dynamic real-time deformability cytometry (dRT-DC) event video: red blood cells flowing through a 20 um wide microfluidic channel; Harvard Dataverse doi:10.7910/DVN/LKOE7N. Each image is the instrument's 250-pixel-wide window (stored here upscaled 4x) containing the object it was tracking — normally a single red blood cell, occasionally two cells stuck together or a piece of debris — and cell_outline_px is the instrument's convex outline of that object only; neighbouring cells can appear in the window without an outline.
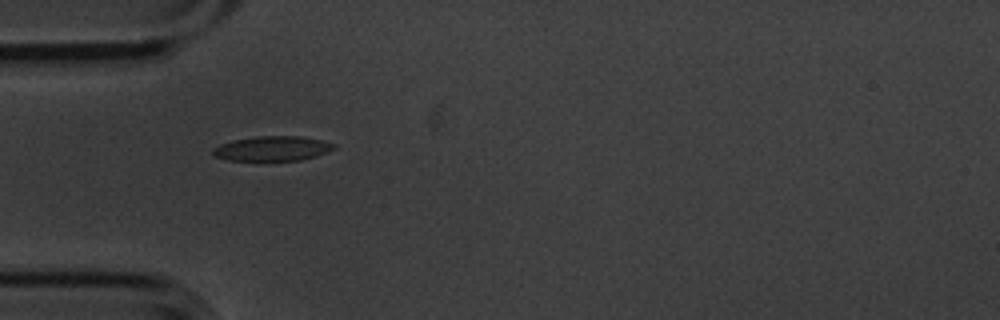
{"species": "common noctule bat (a hibernating species)", "species_latin": "Nyctalus noctula", "temperature_condition": "cold", "stored_images_in_passage": 11, "camera_frame_rate_fps": 3000, "um_per_image_px": 0.085, "animal": {"sex": "male", "body_mass_g": 20.1, "forearm_length_mm": 53.5}, "frame": {"image": 1, "passage_image": 1, "time_ms": 0.0, "image_size_px": [1000, 320], "cell_outline_px": [[336, 148], [316, 156], [300, 160], [228, 160], [216, 156], [212, 152], [212, 148], [220, 144], [236, 140], [256, 136], [300, 136], [320, 140], [336, 144]], "centroid_in_image_um": [23.17, 12.62], "position_along_channel_um": 61.8, "area_um2": 17.22}}
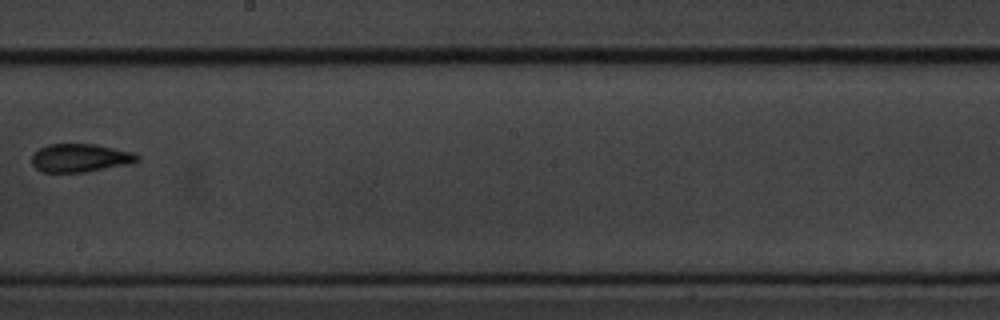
{"frame": {"image": 2, "passage_image": 5, "time_ms": 1.333, "image_size_px": [1000, 320], "cell_outline_px": [[140, 160], [132, 164], [84, 172], [40, 172], [32, 164], [32, 156], [40, 148], [48, 144], [96, 144], [132, 152], [140, 156]], "centroid_in_image_um": [6.85, 13.43], "position_along_channel_um": 241.4, "area_um2": 17.46}}
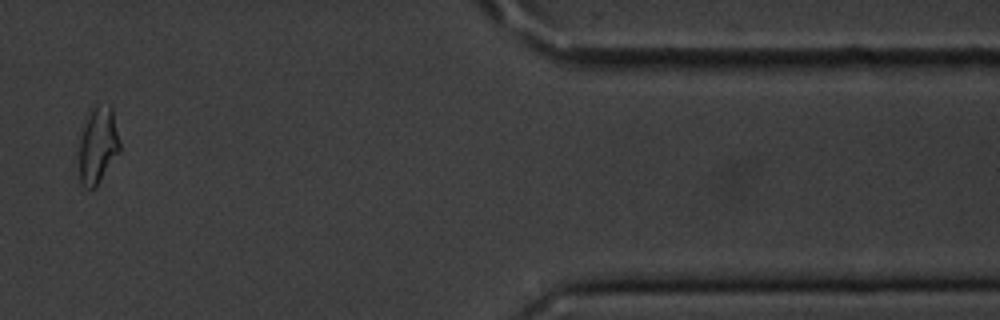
{"frame": {"image": 3, "passage_image": 10, "time_ms": 3.0, "image_size_px": [1000, 320], "cell_outline_px": [[120, 152], [96, 188], [84, 188], [80, 184], [76, 152], [76, 148], [80, 136], [92, 104], [112, 104], [120, 140]], "centroid_in_image_um": [8.29, 12.35], "position_along_channel_um": 403.1, "area_um2": 19.42}}